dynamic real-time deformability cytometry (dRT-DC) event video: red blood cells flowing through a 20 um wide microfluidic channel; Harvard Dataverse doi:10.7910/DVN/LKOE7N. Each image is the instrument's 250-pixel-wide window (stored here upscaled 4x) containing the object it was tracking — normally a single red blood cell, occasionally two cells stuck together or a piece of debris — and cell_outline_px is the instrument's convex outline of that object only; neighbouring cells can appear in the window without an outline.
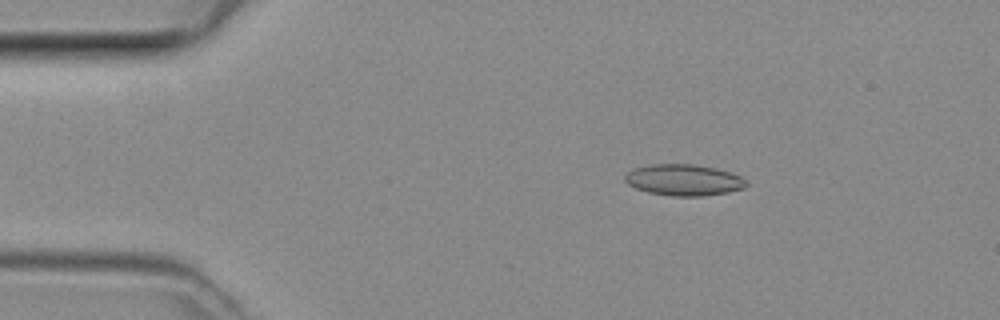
{"species": "common noctule bat (a hibernating species)", "species_latin": "Nyctalus noctula", "temperature_condition": "room temperature", "stored_images_in_passage": 47, "camera_frame_rate_fps": 3000, "um_per_image_px": 0.085, "animal": {"sex": "female", "body_mass_g": 29.2, "forearm_length_mm": 56.3}, "frame": {"image": 1, "passage_image": 7, "time_ms": 2.0, "image_size_px": [1000, 320], "cell_outline_px": [[748, 184], [744, 188], [728, 192], [704, 196], [672, 196], [648, 192], [636, 188], [628, 184], [624, 180], [624, 176], [632, 168], [648, 164], [696, 164], [716, 168], [740, 176]], "centroid_in_image_um": [58.09, 15.29], "position_along_channel_um": 26.9, "area_um2": 22.2}}
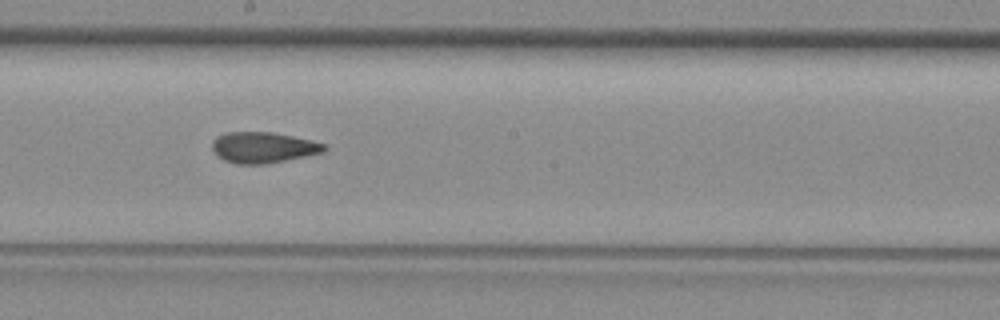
{"frame": {"image": 2, "passage_image": 25, "time_ms": 8.0, "image_size_px": [1000, 320], "cell_outline_px": [[328, 148], [324, 152], [264, 164], [236, 164], [224, 160], [216, 156], [212, 148], [212, 140], [216, 136], [228, 132], [272, 132], [312, 140], [324, 144]], "centroid_in_image_um": [22.33, 12.53], "position_along_channel_um": 225.9, "area_um2": 20.17}}
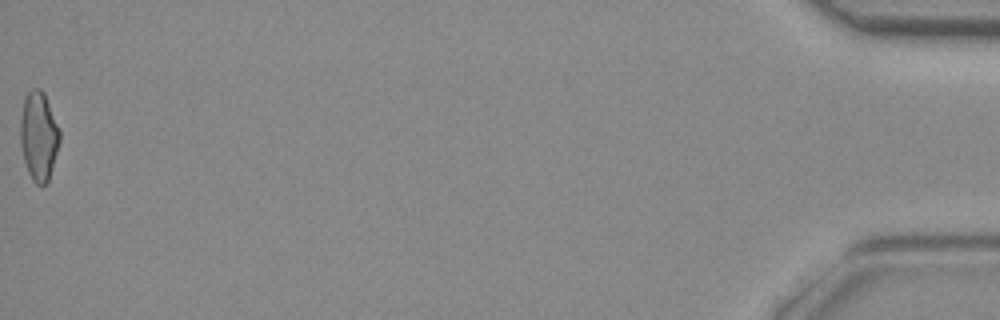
{"frame": {"image": 3, "passage_image": 47, "time_ms": 15.333, "image_size_px": [1000, 320], "cell_outline_px": [[60, 140], [48, 180], [44, 184], [36, 184], [32, 180], [28, 172], [24, 160], [20, 140], [20, 120], [24, 100], [28, 92], [32, 88], [40, 88], [44, 92], [60, 132]], "centroid_in_image_um": [3.28, 11.54], "position_along_channel_um": 431.9, "area_um2": 20.06}}